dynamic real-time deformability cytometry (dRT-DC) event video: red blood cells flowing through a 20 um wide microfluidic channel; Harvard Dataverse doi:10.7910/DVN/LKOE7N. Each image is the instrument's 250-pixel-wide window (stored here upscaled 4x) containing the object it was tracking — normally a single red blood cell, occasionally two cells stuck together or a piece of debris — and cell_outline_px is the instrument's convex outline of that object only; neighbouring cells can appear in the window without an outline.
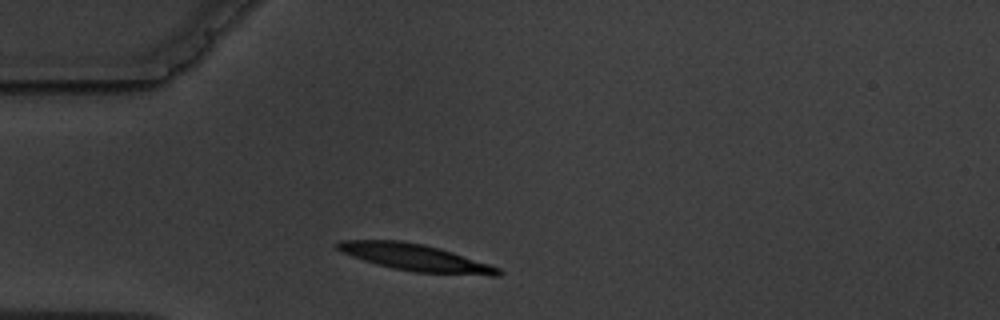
{"species": "common noctule bat (a hibernating species)", "species_latin": "Nyctalus noctula", "temperature_condition": "warm", "stored_images_in_passage": 1, "camera_frame_rate_fps": 3000, "um_per_image_px": 0.085, "animal": {"sex": "male", "body_mass_g": 19.5, "forearm_length_mm": 54.6}, "frame": {"image": 1, "passage_image": 1, "time_ms": 0.0, "image_size_px": [1000, 320], "cell_outline_px": [[504, 272], [500, 276], [492, 276], [412, 272], [392, 268], [376, 264], [340, 252], [332, 244], [340, 240], [404, 240], [424, 244], [440, 248], [500, 268]], "centroid_in_image_um": [35.29, 21.89], "position_along_channel_um": 49.7, "area_um2": 25.43}}